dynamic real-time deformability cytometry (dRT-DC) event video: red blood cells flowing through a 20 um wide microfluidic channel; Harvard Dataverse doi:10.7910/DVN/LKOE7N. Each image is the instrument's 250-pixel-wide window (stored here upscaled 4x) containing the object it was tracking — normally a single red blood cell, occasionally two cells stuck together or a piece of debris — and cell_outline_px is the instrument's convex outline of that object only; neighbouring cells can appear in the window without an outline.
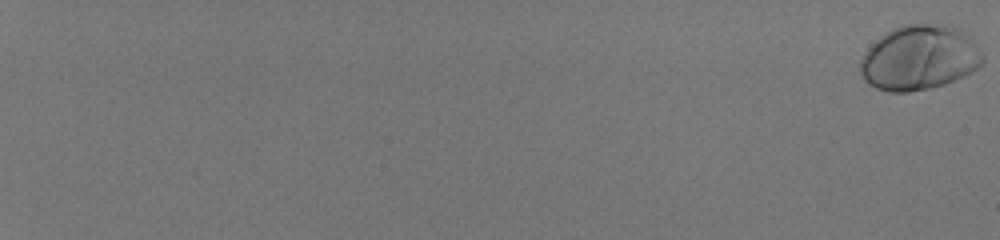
{"species": "human", "species_latin": "Homo sapiens", "temperature_condition": "room temperature", "stored_images_in_passage": 58, "camera_frame_rate_fps": 3000, "um_per_image_px": 0.085, "donor": {"sex": "male"}, "frame": {"image": 1, "passage_image": 1, "time_ms": 0.0, "image_size_px": [1000, 240], "cell_outline_px": [[984, 60], [972, 72], [964, 76], [944, 84], [928, 88], [908, 92], [888, 92], [876, 88], [868, 84], [864, 80], [860, 72], [860, 60], [864, 52], [880, 36], [904, 24], [944, 24], [960, 28], [972, 36], [984, 56]], "centroid_in_image_um": [78.16, 4.9], "position_along_channel_um": 6.8, "area_um2": 46.53}}
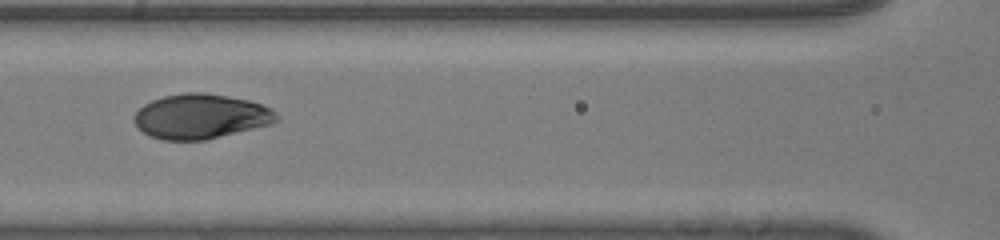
{"frame": {"image": 2, "passage_image": 34, "time_ms": 11.0, "image_size_px": [1000, 240], "cell_outline_px": [[280, 120], [272, 124], [204, 140], [160, 140], [148, 136], [136, 128], [132, 120], [132, 116], [144, 104], [152, 100], [164, 96], [184, 92], [204, 92], [228, 96], [248, 100], [264, 104], [272, 108], [280, 116]], "centroid_in_image_um": [17.05, 9.89], "position_along_channel_um": 149.5, "area_um2": 37.74}}
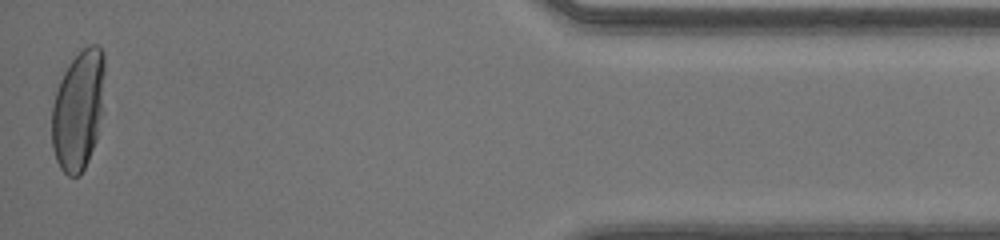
{"frame": {"image": 3, "passage_image": 58, "time_ms": 19.0, "image_size_px": [1000, 240], "cell_outline_px": [[104, 72], [100, 116], [96, 140], [88, 160], [80, 176], [68, 176], [60, 168], [56, 160], [52, 148], [52, 108], [56, 92], [60, 80], [68, 64], [88, 44], [96, 44], [104, 52]], "centroid_in_image_um": [6.63, 9.37], "position_along_channel_um": 428.6, "area_um2": 36.53}, "authors_computed_cell_mechanics": {"area_um2": 38.5237, "velocity_mm_per_s": 4.1148, "shape_relaxation_time_tau1_ms": 3.431, "shape_relaxation_time_tau2_ms": null, "deformation_change_tau1": 0.1912, "deformation_change_tau2": null}}